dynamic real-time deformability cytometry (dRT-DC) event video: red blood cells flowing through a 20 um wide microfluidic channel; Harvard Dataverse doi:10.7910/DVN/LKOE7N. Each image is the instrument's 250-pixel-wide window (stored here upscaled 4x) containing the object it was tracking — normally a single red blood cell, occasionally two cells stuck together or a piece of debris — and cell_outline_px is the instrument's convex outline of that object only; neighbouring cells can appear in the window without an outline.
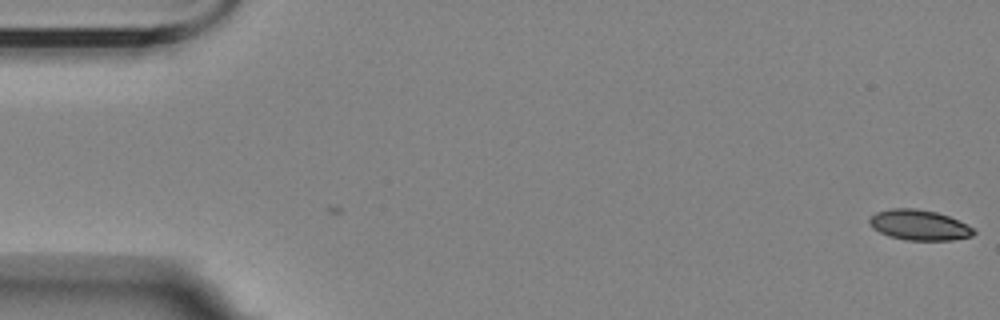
{"species": "Egyptian fruit bat (a non-hibernating species)", "species_latin": "Rousettus aegyptiacus", "temperature_condition": "room temperature", "stored_images_in_passage": 6, "camera_frame_rate_fps": 3000, "um_per_image_px": 0.085, "animal": {"sex": "female"}, "frame": {"image": 1, "passage_image": 6, "time_ms": 1.667, "image_size_px": [1000, 320], "cell_outline_px": [[976, 232], [972, 236], [952, 240], [904, 240], [888, 236], [872, 228], [868, 220], [876, 212], [892, 208], [916, 208], [936, 212], [948, 216], [972, 228]], "centroid_in_image_um": [78.09, 19.13], "position_along_channel_um": 6.9, "area_um2": 18.32}}